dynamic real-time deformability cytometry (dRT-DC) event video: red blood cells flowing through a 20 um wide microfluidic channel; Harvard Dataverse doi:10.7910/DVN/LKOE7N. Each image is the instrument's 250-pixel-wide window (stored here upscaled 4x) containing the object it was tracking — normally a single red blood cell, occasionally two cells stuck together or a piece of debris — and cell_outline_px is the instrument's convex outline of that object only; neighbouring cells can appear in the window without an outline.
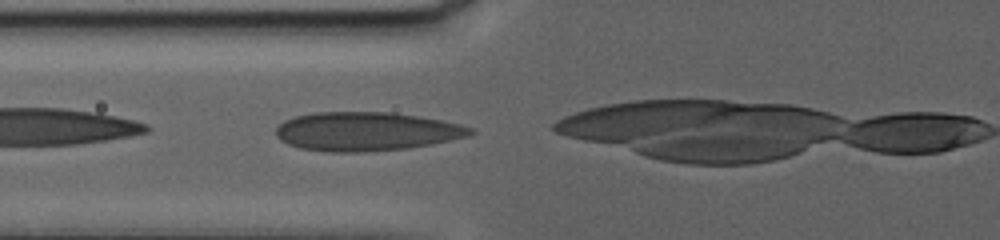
{"species": "human", "species_latin": "Homo sapiens", "temperature_condition": "warm", "stored_images_in_passage": 43, "camera_frame_rate_fps": 3000, "um_per_image_px": 0.085, "donor": {"sex": "female"}, "frame": {"image": 1, "passage_image": 2, "time_ms": 0.333, "image_size_px": [1000, 240], "cell_outline_px": [[476, 132], [468, 136], [408, 148], [360, 152], [328, 152], [300, 148], [288, 144], [280, 140], [276, 136], [276, 128], [284, 120], [296, 116], [312, 112], [388, 112], [416, 116], [440, 120], [460, 124], [472, 128]], "centroid_in_image_um": [31.09, 11.17], "position_along_channel_um": 94.7, "area_um2": 43.75}}
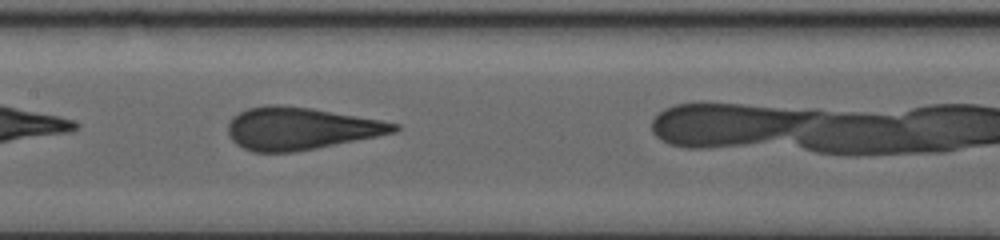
{"frame": {"image": 2, "passage_image": 13, "time_ms": 4.0, "image_size_px": [1000, 240], "cell_outline_px": [[400, 128], [396, 132], [316, 148], [292, 152], [252, 152], [236, 144], [228, 136], [228, 120], [232, 116], [248, 108], [268, 104], [276, 104], [312, 108], [380, 120], [400, 124]], "centroid_in_image_um": [25.5, 10.91], "position_along_channel_um": 181.9, "area_um2": 40.92}}
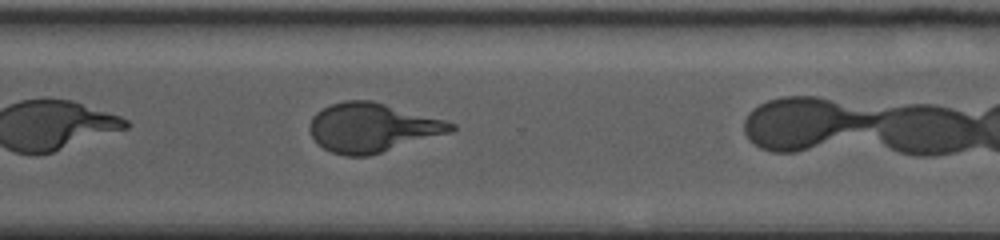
{"frame": {"image": 3, "passage_image": 33, "time_ms": 10.667, "image_size_px": [1000, 240], "cell_outline_px": [[456, 128], [452, 132], [368, 156], [348, 156], [332, 152], [324, 148], [312, 136], [312, 116], [316, 112], [332, 104], [344, 100], [372, 100], [444, 120], [456, 124]], "centroid_in_image_um": [31.67, 10.84], "position_along_channel_um": 338.9, "area_um2": 39.82}}